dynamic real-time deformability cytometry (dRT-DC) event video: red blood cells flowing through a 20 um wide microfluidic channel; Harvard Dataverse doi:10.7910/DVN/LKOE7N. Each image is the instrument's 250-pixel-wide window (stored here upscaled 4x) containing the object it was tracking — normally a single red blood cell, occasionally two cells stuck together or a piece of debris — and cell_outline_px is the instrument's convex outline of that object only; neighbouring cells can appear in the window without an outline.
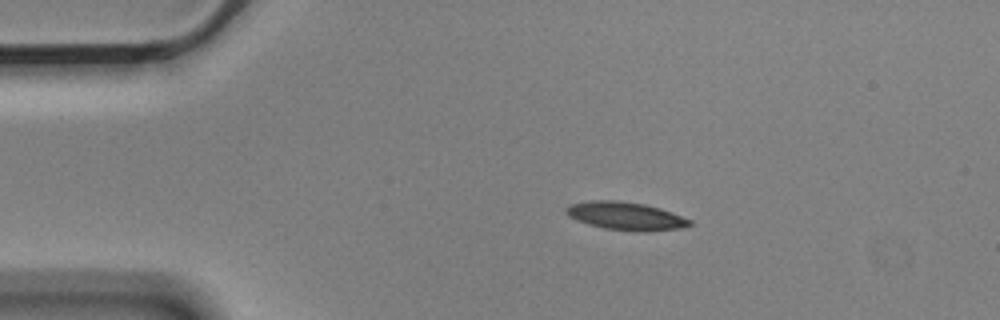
{"species": "Egyptian fruit bat (a non-hibernating species)", "species_latin": "Rousettus aegyptiacus", "temperature_condition": "cold", "stored_images_in_passage": 2, "camera_frame_rate_fps": 3000, "um_per_image_px": 0.085, "animal": {"sex": "male"}, "frame": {"image": 1, "passage_image": 1, "time_ms": 0.0, "image_size_px": [1000, 320], "cell_outline_px": [[692, 224], [684, 228], [648, 232], [636, 232], [604, 228], [576, 220], [568, 216], [564, 212], [564, 208], [572, 204], [592, 200], [620, 200], [644, 204], [660, 208], [672, 212], [692, 220]], "centroid_in_image_um": [53.22, 18.37], "position_along_channel_um": 31.8, "area_um2": 20.46}}